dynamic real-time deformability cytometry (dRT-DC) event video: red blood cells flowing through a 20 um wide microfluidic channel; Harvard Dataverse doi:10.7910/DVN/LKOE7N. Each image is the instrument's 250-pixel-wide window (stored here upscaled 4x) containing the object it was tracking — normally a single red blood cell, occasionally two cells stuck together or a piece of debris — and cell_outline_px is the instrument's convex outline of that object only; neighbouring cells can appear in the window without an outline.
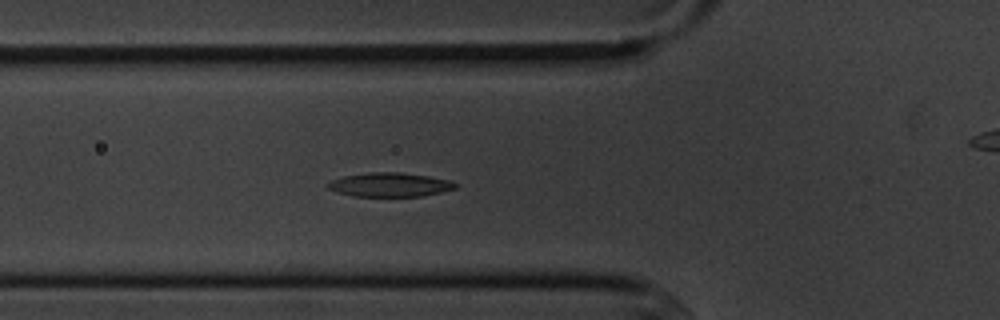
{"species": "common noctule bat (a hibernating species)", "species_latin": "Nyctalus noctula", "temperature_condition": "cold", "stored_images_in_passage": 7, "segment_of_instrument_passage": [1, 2], "camera_frame_rate_fps": 3000, "um_per_image_px": 0.085, "animal": {"sex": "male", "body_mass_g": 20.1, "forearm_length_mm": 53.5}, "frame": {"image": 1, "passage_image": 6, "time_ms": 5.667, "image_size_px": [1000, 320], "cell_outline_px": [[456, 188], [424, 196], [352, 196], [336, 192], [328, 188], [324, 184], [332, 180], [344, 176], [372, 172], [400, 172], [428, 176], [448, 180], [456, 184]], "centroid_in_image_um": [33.09, 15.7], "position_along_channel_um": 92.7, "area_um2": 17.74}}